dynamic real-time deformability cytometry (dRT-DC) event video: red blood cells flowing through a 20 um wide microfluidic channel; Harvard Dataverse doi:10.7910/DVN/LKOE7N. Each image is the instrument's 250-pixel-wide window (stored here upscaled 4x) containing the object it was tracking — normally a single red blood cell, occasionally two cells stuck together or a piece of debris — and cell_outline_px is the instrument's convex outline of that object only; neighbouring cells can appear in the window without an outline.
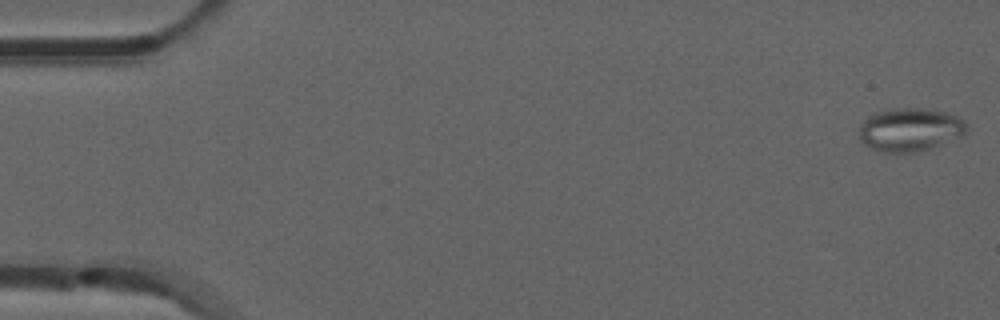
{"species": "common noctule bat (a hibernating species)", "species_latin": "Nyctalus noctula", "temperature_condition": "room temperature", "stored_images_in_passage": 38, "camera_frame_rate_fps": 3000, "um_per_image_px": 0.085, "animal": {"sex": "male", "forearm_length_mm": 52.5}, "frame": {"image": 1, "passage_image": 1, "time_ms": 0.0, "image_size_px": [1000, 320], "cell_outline_px": [[964, 136], [928, 148], [912, 152], [884, 152], [872, 148], [864, 144], [860, 140], [860, 124], [868, 116], [876, 112], [896, 108], [920, 108], [944, 112], [956, 116], [964, 120]], "centroid_in_image_um": [77.31, 11.01], "position_along_channel_um": 7.7, "area_um2": 26.65}}
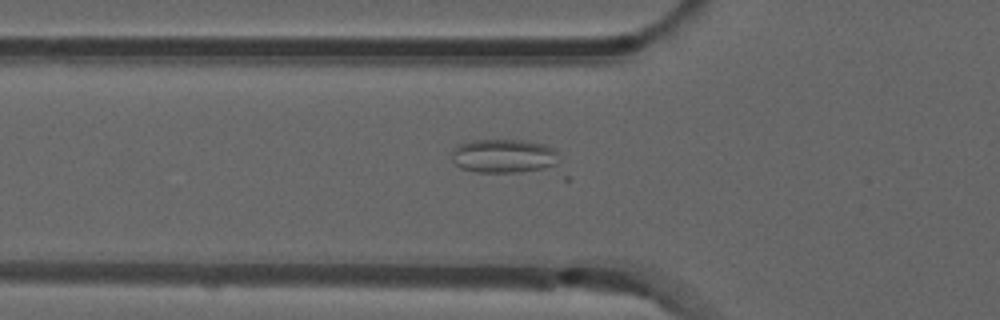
{"frame": {"image": 2, "passage_image": 18, "time_ms": 5.667, "image_size_px": [1000, 320], "cell_outline_px": [[556, 168], [520, 172], [476, 172], [460, 168], [452, 160], [452, 152], [460, 144], [472, 140], [524, 140], [544, 144], [556, 148]], "centroid_in_image_um": [42.86, 13.27], "position_along_channel_um": 82.9, "area_um2": 21.39}}
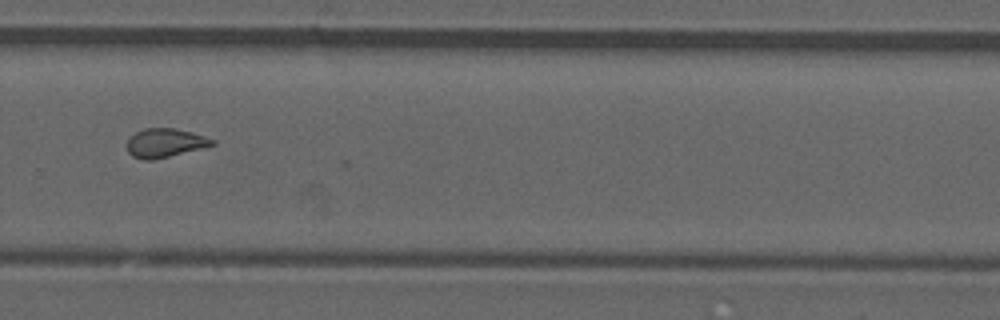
{"frame": {"image": 3, "passage_image": 36, "time_ms": 11.667, "image_size_px": [1000, 320], "cell_outline_px": [[216, 144], [204, 148], [152, 160], [144, 160], [132, 156], [128, 152], [128, 140], [136, 132], [144, 128], [176, 128], [192, 132], [216, 140]], "centroid_in_image_um": [14.06, 12.14], "position_along_channel_um": 315.7, "area_um2": 14.33}}